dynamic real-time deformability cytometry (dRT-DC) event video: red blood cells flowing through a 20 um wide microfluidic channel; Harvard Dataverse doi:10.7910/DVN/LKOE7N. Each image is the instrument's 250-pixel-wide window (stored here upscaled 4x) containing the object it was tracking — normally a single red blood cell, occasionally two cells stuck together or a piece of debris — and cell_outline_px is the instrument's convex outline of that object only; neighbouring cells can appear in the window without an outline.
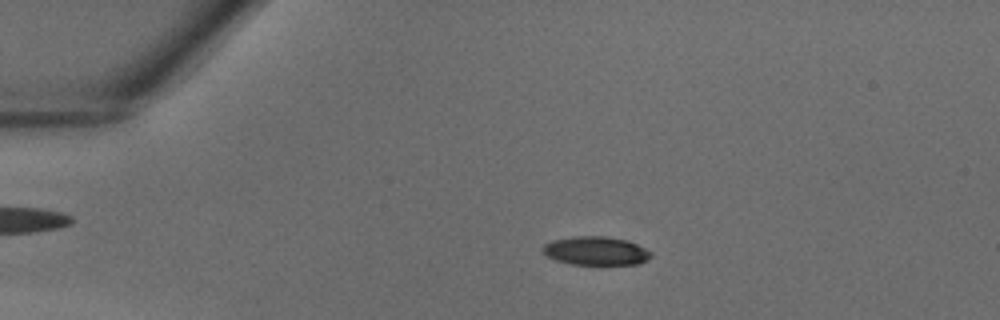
{"species": "common noctule bat (a hibernating species)", "species_latin": "Nyctalus noctula", "temperature_condition": "warm", "stored_images_in_passage": 40, "camera_frame_rate_fps": 3000, "um_per_image_px": 0.085, "animal": {"sex": "male", "body_mass_g": 18.8}, "frame": {"image": 1, "passage_image": 8, "time_ms": 2.333, "image_size_px": [1000, 320], "cell_outline_px": [[652, 256], [648, 260], [640, 264], [572, 264], [556, 260], [548, 256], [540, 248], [544, 244], [552, 240], [572, 236], [604, 236], [628, 240], [652, 252]], "centroid_in_image_um": [50.66, 21.31], "position_along_channel_um": 34.3, "area_um2": 18.09}}
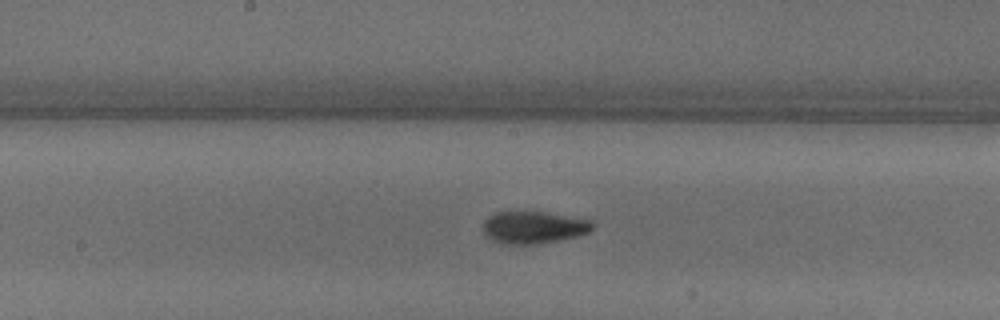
{"frame": {"image": 2, "passage_image": 21, "time_ms": 6.667, "image_size_px": [1000, 320], "cell_outline_px": [[596, 224], [588, 232], [576, 236], [536, 244], [500, 244], [484, 236], [484, 220], [488, 216], [496, 212], [544, 212], [592, 220]], "centroid_in_image_um": [45.33, 19.33], "position_along_channel_um": 202.9, "area_um2": 20.52}}
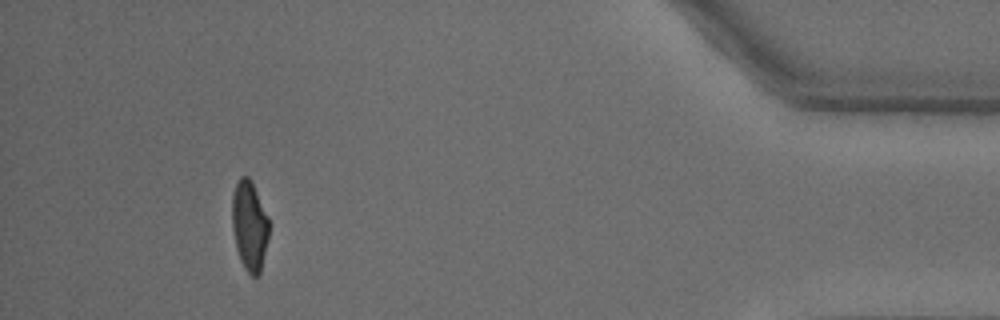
{"frame": {"image": 3, "passage_image": 37, "time_ms": 12.0, "image_size_px": [1000, 320], "cell_outline_px": [[268, 240], [260, 272], [256, 276], [252, 276], [244, 268], [240, 260], [236, 248], [232, 228], [232, 196], [236, 184], [240, 176], [248, 176], [268, 216]], "centroid_in_image_um": [21.19, 19.2], "position_along_channel_um": 414.0, "area_um2": 19.07}}